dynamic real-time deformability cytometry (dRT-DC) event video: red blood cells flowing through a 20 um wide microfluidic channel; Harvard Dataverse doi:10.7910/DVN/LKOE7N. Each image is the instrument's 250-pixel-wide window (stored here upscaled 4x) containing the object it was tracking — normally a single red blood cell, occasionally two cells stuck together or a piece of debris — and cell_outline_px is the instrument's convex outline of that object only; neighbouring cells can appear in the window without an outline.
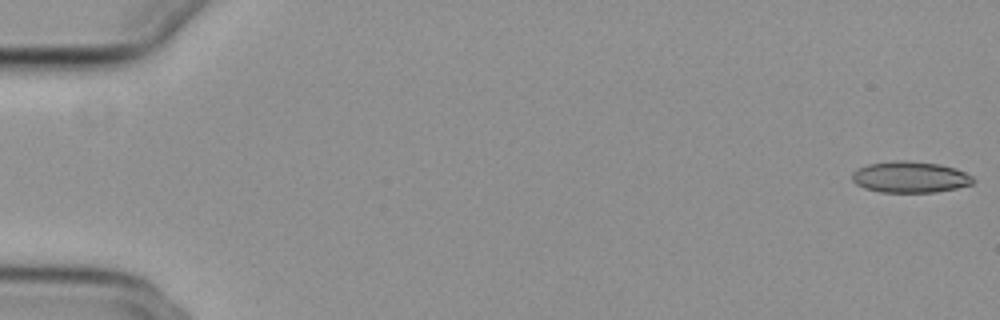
{"species": "common noctule bat (a hibernating species)", "species_latin": "Nyctalus noctula", "temperature_condition": "cold", "stored_images_in_passage": 56, "camera_frame_rate_fps": 3000, "um_per_image_px": 0.085, "animal": {"sex": "female", "body_mass_g": 29.2, "forearm_length_mm": 56.3}, "frame": {"image": 1, "passage_image": 1, "time_ms": 0.0, "image_size_px": [1000, 320], "cell_outline_px": [[976, 180], [972, 184], [956, 188], [936, 192], [880, 192], [864, 188], [856, 184], [852, 180], [852, 172], [856, 168], [868, 164], [896, 160], [904, 160], [940, 164], [956, 168], [972, 176]], "centroid_in_image_um": [77.35, 15.05], "position_along_channel_um": 7.7, "area_um2": 22.2}}
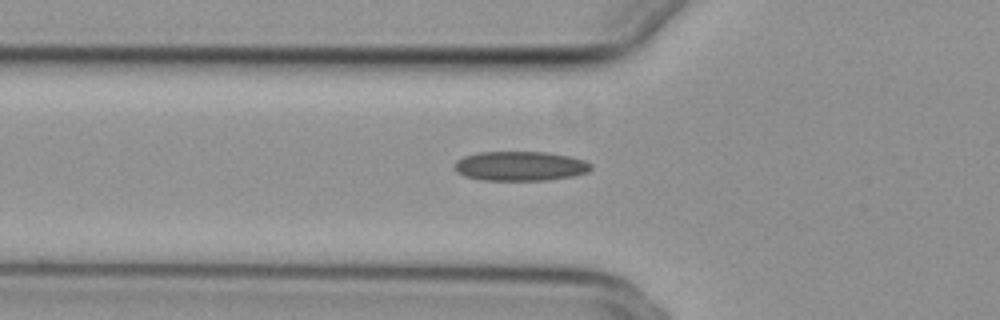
{"frame": {"image": 2, "passage_image": 20, "time_ms": 6.333, "image_size_px": [1000, 320], "cell_outline_px": [[592, 168], [588, 172], [572, 176], [548, 180], [480, 180], [464, 176], [456, 172], [452, 164], [456, 160], [464, 156], [476, 152], [548, 152], [568, 156], [584, 160], [592, 164]], "centroid_in_image_um": [44.17, 14.11], "position_along_channel_um": 81.6, "area_um2": 23.7}}
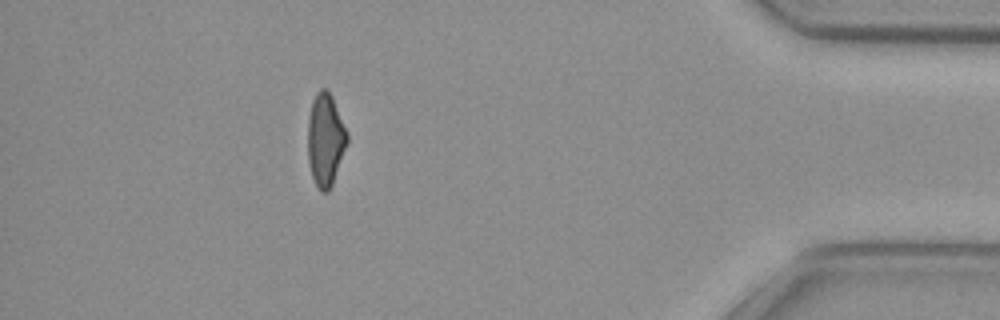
{"frame": {"image": 3, "passage_image": 50, "time_ms": 16.333, "image_size_px": [1000, 320], "cell_outline_px": [[348, 144], [332, 184], [328, 192], [320, 192], [312, 176], [308, 160], [308, 120], [312, 100], [316, 92], [320, 88], [328, 88], [332, 96], [348, 132]], "centroid_in_image_um": [27.67, 11.85], "position_along_channel_um": 407.5, "area_um2": 21.5}, "authors_computed_cell_mechanics": {"area_um2": 22.4264, "velocity_mm_per_s": 3.7482, "shape_relaxation_time_tau1_ms": null, "shape_relaxation_time_tau2_ms": 2.5476, "deformation_change_tau1": null, "deformation_change_tau2": 0.1069}}